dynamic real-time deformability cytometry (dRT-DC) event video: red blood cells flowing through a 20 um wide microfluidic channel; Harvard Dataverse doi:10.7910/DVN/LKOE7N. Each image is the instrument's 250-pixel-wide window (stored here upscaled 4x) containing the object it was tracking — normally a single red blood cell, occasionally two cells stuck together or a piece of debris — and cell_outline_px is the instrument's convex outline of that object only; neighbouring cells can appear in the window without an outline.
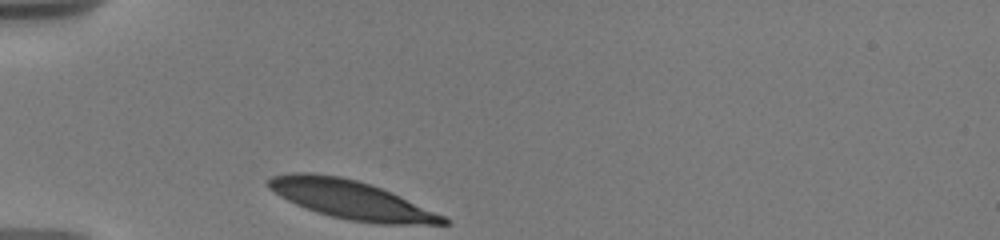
{"species": "human", "species_latin": "Homo sapiens", "temperature_condition": "warm", "stored_images_in_passage": 3, "camera_frame_rate_fps": 3000, "um_per_image_px": 0.085, "donor": {"sex": "male"}, "frame": {"image": 1, "passage_image": 1, "time_ms": 0.0, "image_size_px": [1000, 240], "cell_outline_px": [[452, 224], [376, 224], [348, 220], [316, 212], [296, 204], [280, 196], [268, 188], [264, 184], [272, 176], [292, 172], [312, 172], [340, 176], [372, 184], [392, 192], [444, 216], [452, 220]], "centroid_in_image_um": [29.83, 16.96], "position_along_channel_um": 55.2, "area_um2": 39.42}}